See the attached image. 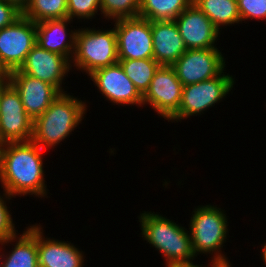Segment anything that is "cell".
<instances>
[{"instance_id": "cell-1", "label": "cell", "mask_w": 266, "mask_h": 267, "mask_svg": "<svg viewBox=\"0 0 266 267\" xmlns=\"http://www.w3.org/2000/svg\"><path fill=\"white\" fill-rule=\"evenodd\" d=\"M43 152L32 141L0 145V185L14 198H49Z\"/></svg>"}, {"instance_id": "cell-2", "label": "cell", "mask_w": 266, "mask_h": 267, "mask_svg": "<svg viewBox=\"0 0 266 267\" xmlns=\"http://www.w3.org/2000/svg\"><path fill=\"white\" fill-rule=\"evenodd\" d=\"M142 212L138 216L139 227H141L140 236L150 244V247L163 255L165 267L199 265L195 262L197 256L187 228L158 212Z\"/></svg>"}, {"instance_id": "cell-3", "label": "cell", "mask_w": 266, "mask_h": 267, "mask_svg": "<svg viewBox=\"0 0 266 267\" xmlns=\"http://www.w3.org/2000/svg\"><path fill=\"white\" fill-rule=\"evenodd\" d=\"M89 102L64 92L33 120L31 141L45 152L69 138L86 117ZM85 115V116H84Z\"/></svg>"}, {"instance_id": "cell-4", "label": "cell", "mask_w": 266, "mask_h": 267, "mask_svg": "<svg viewBox=\"0 0 266 267\" xmlns=\"http://www.w3.org/2000/svg\"><path fill=\"white\" fill-rule=\"evenodd\" d=\"M218 205H199L191 213L188 230L193 250L198 255L210 256V263H228L230 259L222 251L229 235V222L225 209ZM224 252V253H223Z\"/></svg>"}, {"instance_id": "cell-5", "label": "cell", "mask_w": 266, "mask_h": 267, "mask_svg": "<svg viewBox=\"0 0 266 267\" xmlns=\"http://www.w3.org/2000/svg\"><path fill=\"white\" fill-rule=\"evenodd\" d=\"M117 35L112 29L78 28L71 68L84 72L93 71L118 63Z\"/></svg>"}, {"instance_id": "cell-6", "label": "cell", "mask_w": 266, "mask_h": 267, "mask_svg": "<svg viewBox=\"0 0 266 267\" xmlns=\"http://www.w3.org/2000/svg\"><path fill=\"white\" fill-rule=\"evenodd\" d=\"M225 73L223 71L215 78L183 86L179 110L168 122L181 123L191 116H201L215 104L223 102L236 84L235 76Z\"/></svg>"}, {"instance_id": "cell-7", "label": "cell", "mask_w": 266, "mask_h": 267, "mask_svg": "<svg viewBox=\"0 0 266 267\" xmlns=\"http://www.w3.org/2000/svg\"><path fill=\"white\" fill-rule=\"evenodd\" d=\"M36 44V23L21 15L11 25L0 29V62L8 71L20 68Z\"/></svg>"}, {"instance_id": "cell-8", "label": "cell", "mask_w": 266, "mask_h": 267, "mask_svg": "<svg viewBox=\"0 0 266 267\" xmlns=\"http://www.w3.org/2000/svg\"><path fill=\"white\" fill-rule=\"evenodd\" d=\"M33 120L26 113L21 97L9 82L0 94V145L31 141Z\"/></svg>"}, {"instance_id": "cell-9", "label": "cell", "mask_w": 266, "mask_h": 267, "mask_svg": "<svg viewBox=\"0 0 266 267\" xmlns=\"http://www.w3.org/2000/svg\"><path fill=\"white\" fill-rule=\"evenodd\" d=\"M224 54L218 48L190 49L172 67L183 86L195 84L215 78L226 71Z\"/></svg>"}, {"instance_id": "cell-10", "label": "cell", "mask_w": 266, "mask_h": 267, "mask_svg": "<svg viewBox=\"0 0 266 267\" xmlns=\"http://www.w3.org/2000/svg\"><path fill=\"white\" fill-rule=\"evenodd\" d=\"M183 84L177 78L172 66H159L149 89L143 95V107L157 112L160 118L170 120L179 110L182 98ZM145 105V106H144Z\"/></svg>"}, {"instance_id": "cell-11", "label": "cell", "mask_w": 266, "mask_h": 267, "mask_svg": "<svg viewBox=\"0 0 266 267\" xmlns=\"http://www.w3.org/2000/svg\"><path fill=\"white\" fill-rule=\"evenodd\" d=\"M113 22L111 24H114L117 35L119 60L153 58L150 20L135 17L120 18Z\"/></svg>"}, {"instance_id": "cell-12", "label": "cell", "mask_w": 266, "mask_h": 267, "mask_svg": "<svg viewBox=\"0 0 266 267\" xmlns=\"http://www.w3.org/2000/svg\"><path fill=\"white\" fill-rule=\"evenodd\" d=\"M88 78L111 105L143 107V96L119 63L99 68L89 74Z\"/></svg>"}, {"instance_id": "cell-13", "label": "cell", "mask_w": 266, "mask_h": 267, "mask_svg": "<svg viewBox=\"0 0 266 267\" xmlns=\"http://www.w3.org/2000/svg\"><path fill=\"white\" fill-rule=\"evenodd\" d=\"M18 70L55 86L61 93L67 92L62 83L66 84V76L70 70L72 72L71 62L65 56L45 50L38 44L33 46Z\"/></svg>"}, {"instance_id": "cell-14", "label": "cell", "mask_w": 266, "mask_h": 267, "mask_svg": "<svg viewBox=\"0 0 266 267\" xmlns=\"http://www.w3.org/2000/svg\"><path fill=\"white\" fill-rule=\"evenodd\" d=\"M175 22L187 50L217 48L221 32L193 3L175 19Z\"/></svg>"}, {"instance_id": "cell-15", "label": "cell", "mask_w": 266, "mask_h": 267, "mask_svg": "<svg viewBox=\"0 0 266 267\" xmlns=\"http://www.w3.org/2000/svg\"><path fill=\"white\" fill-rule=\"evenodd\" d=\"M9 82L18 91L26 113L35 120L42 115L51 103L61 94L53 85L20 72L8 73Z\"/></svg>"}, {"instance_id": "cell-16", "label": "cell", "mask_w": 266, "mask_h": 267, "mask_svg": "<svg viewBox=\"0 0 266 267\" xmlns=\"http://www.w3.org/2000/svg\"><path fill=\"white\" fill-rule=\"evenodd\" d=\"M37 223L38 267H84L85 252L69 241L44 236Z\"/></svg>"}, {"instance_id": "cell-17", "label": "cell", "mask_w": 266, "mask_h": 267, "mask_svg": "<svg viewBox=\"0 0 266 267\" xmlns=\"http://www.w3.org/2000/svg\"><path fill=\"white\" fill-rule=\"evenodd\" d=\"M73 20L47 19L36 23V44L50 52L65 56L70 62L74 55L78 29H69Z\"/></svg>"}, {"instance_id": "cell-18", "label": "cell", "mask_w": 266, "mask_h": 267, "mask_svg": "<svg viewBox=\"0 0 266 267\" xmlns=\"http://www.w3.org/2000/svg\"><path fill=\"white\" fill-rule=\"evenodd\" d=\"M153 59L172 66L187 51L175 20L151 21Z\"/></svg>"}, {"instance_id": "cell-19", "label": "cell", "mask_w": 266, "mask_h": 267, "mask_svg": "<svg viewBox=\"0 0 266 267\" xmlns=\"http://www.w3.org/2000/svg\"><path fill=\"white\" fill-rule=\"evenodd\" d=\"M10 245L14 246L12 250L5 251ZM0 255L3 267H38L37 223L29 224L21 234L18 232L1 242Z\"/></svg>"}, {"instance_id": "cell-20", "label": "cell", "mask_w": 266, "mask_h": 267, "mask_svg": "<svg viewBox=\"0 0 266 267\" xmlns=\"http://www.w3.org/2000/svg\"><path fill=\"white\" fill-rule=\"evenodd\" d=\"M192 3L211 20L220 32L222 28L241 23L237 0H193Z\"/></svg>"}, {"instance_id": "cell-21", "label": "cell", "mask_w": 266, "mask_h": 267, "mask_svg": "<svg viewBox=\"0 0 266 267\" xmlns=\"http://www.w3.org/2000/svg\"><path fill=\"white\" fill-rule=\"evenodd\" d=\"M193 0H140L138 17L150 21L175 20Z\"/></svg>"}, {"instance_id": "cell-22", "label": "cell", "mask_w": 266, "mask_h": 267, "mask_svg": "<svg viewBox=\"0 0 266 267\" xmlns=\"http://www.w3.org/2000/svg\"><path fill=\"white\" fill-rule=\"evenodd\" d=\"M118 63L142 96L149 89L151 80L160 66L153 58L119 60Z\"/></svg>"}, {"instance_id": "cell-23", "label": "cell", "mask_w": 266, "mask_h": 267, "mask_svg": "<svg viewBox=\"0 0 266 267\" xmlns=\"http://www.w3.org/2000/svg\"><path fill=\"white\" fill-rule=\"evenodd\" d=\"M22 15L35 23L67 18V0H30Z\"/></svg>"}, {"instance_id": "cell-24", "label": "cell", "mask_w": 266, "mask_h": 267, "mask_svg": "<svg viewBox=\"0 0 266 267\" xmlns=\"http://www.w3.org/2000/svg\"><path fill=\"white\" fill-rule=\"evenodd\" d=\"M140 0H101V18L108 22L138 17Z\"/></svg>"}, {"instance_id": "cell-25", "label": "cell", "mask_w": 266, "mask_h": 267, "mask_svg": "<svg viewBox=\"0 0 266 267\" xmlns=\"http://www.w3.org/2000/svg\"><path fill=\"white\" fill-rule=\"evenodd\" d=\"M96 14H101V0H67V17L70 20L92 21Z\"/></svg>"}, {"instance_id": "cell-26", "label": "cell", "mask_w": 266, "mask_h": 267, "mask_svg": "<svg viewBox=\"0 0 266 267\" xmlns=\"http://www.w3.org/2000/svg\"><path fill=\"white\" fill-rule=\"evenodd\" d=\"M3 191L0 190V243L5 241L8 238L16 236L18 230L15 227V221H13L12 213L10 206L8 203L11 204L10 200L14 198L12 195L8 193V191L0 186ZM8 202V203H7ZM9 207H8V206Z\"/></svg>"}, {"instance_id": "cell-27", "label": "cell", "mask_w": 266, "mask_h": 267, "mask_svg": "<svg viewBox=\"0 0 266 267\" xmlns=\"http://www.w3.org/2000/svg\"><path fill=\"white\" fill-rule=\"evenodd\" d=\"M241 23L248 20L266 21V0H237Z\"/></svg>"}, {"instance_id": "cell-28", "label": "cell", "mask_w": 266, "mask_h": 267, "mask_svg": "<svg viewBox=\"0 0 266 267\" xmlns=\"http://www.w3.org/2000/svg\"><path fill=\"white\" fill-rule=\"evenodd\" d=\"M22 15V11L14 4L0 0V29L11 25Z\"/></svg>"}, {"instance_id": "cell-29", "label": "cell", "mask_w": 266, "mask_h": 267, "mask_svg": "<svg viewBox=\"0 0 266 267\" xmlns=\"http://www.w3.org/2000/svg\"><path fill=\"white\" fill-rule=\"evenodd\" d=\"M5 1L14 4L18 9L23 11L30 0H5Z\"/></svg>"}, {"instance_id": "cell-30", "label": "cell", "mask_w": 266, "mask_h": 267, "mask_svg": "<svg viewBox=\"0 0 266 267\" xmlns=\"http://www.w3.org/2000/svg\"><path fill=\"white\" fill-rule=\"evenodd\" d=\"M9 83L8 75H0V94L2 89Z\"/></svg>"}, {"instance_id": "cell-31", "label": "cell", "mask_w": 266, "mask_h": 267, "mask_svg": "<svg viewBox=\"0 0 266 267\" xmlns=\"http://www.w3.org/2000/svg\"><path fill=\"white\" fill-rule=\"evenodd\" d=\"M260 258L262 259L261 261H263V265L265 264L266 267V242H264L263 246H261V252H260Z\"/></svg>"}, {"instance_id": "cell-32", "label": "cell", "mask_w": 266, "mask_h": 267, "mask_svg": "<svg viewBox=\"0 0 266 267\" xmlns=\"http://www.w3.org/2000/svg\"><path fill=\"white\" fill-rule=\"evenodd\" d=\"M232 263H208L207 267H232Z\"/></svg>"}, {"instance_id": "cell-33", "label": "cell", "mask_w": 266, "mask_h": 267, "mask_svg": "<svg viewBox=\"0 0 266 267\" xmlns=\"http://www.w3.org/2000/svg\"><path fill=\"white\" fill-rule=\"evenodd\" d=\"M8 71L1 65L0 62V75H8Z\"/></svg>"}, {"instance_id": "cell-34", "label": "cell", "mask_w": 266, "mask_h": 267, "mask_svg": "<svg viewBox=\"0 0 266 267\" xmlns=\"http://www.w3.org/2000/svg\"><path fill=\"white\" fill-rule=\"evenodd\" d=\"M190 267H207L206 265H196V266H190Z\"/></svg>"}, {"instance_id": "cell-35", "label": "cell", "mask_w": 266, "mask_h": 267, "mask_svg": "<svg viewBox=\"0 0 266 267\" xmlns=\"http://www.w3.org/2000/svg\"><path fill=\"white\" fill-rule=\"evenodd\" d=\"M0 267H3V265H2L1 255H0Z\"/></svg>"}]
</instances>
